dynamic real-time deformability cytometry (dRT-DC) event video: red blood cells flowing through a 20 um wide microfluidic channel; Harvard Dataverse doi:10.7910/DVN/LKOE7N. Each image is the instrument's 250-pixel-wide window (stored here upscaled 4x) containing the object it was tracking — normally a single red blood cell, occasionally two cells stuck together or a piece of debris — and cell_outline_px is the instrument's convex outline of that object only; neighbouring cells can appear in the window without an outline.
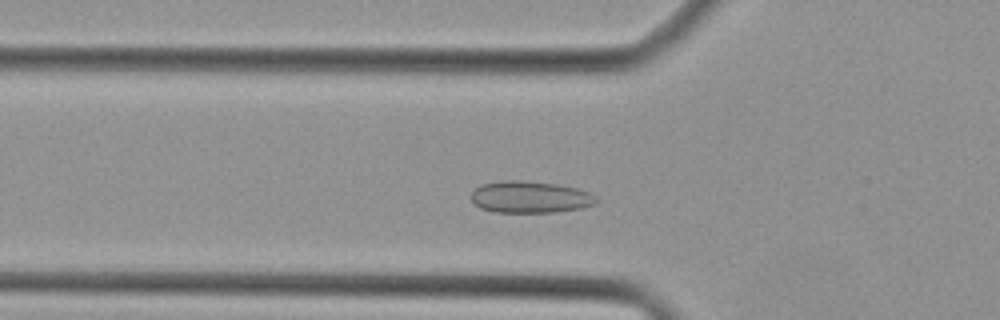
{"species": "Egyptian fruit bat (a non-hibernating species)", "species_latin": "Rousettus aegyptiacus", "temperature_condition": "cold", "stored_images_in_passage": 27, "camera_frame_rate_fps": 3000, "um_per_image_px": 0.085, "animal": {"sex": "female"}, "frame": {"image": 1, "passage_image": 10, "time_ms": 3.0, "image_size_px": [1000, 320], "cell_outline_px": [[600, 200], [596, 204], [580, 208], [556, 212], [492, 212], [480, 208], [472, 200], [472, 192], [480, 184], [504, 180], [520, 180], [556, 184], [576, 188], [592, 192]], "centroid_in_image_um": [45.09, 16.75], "position_along_channel_um": 80.7, "area_um2": 23.35}}
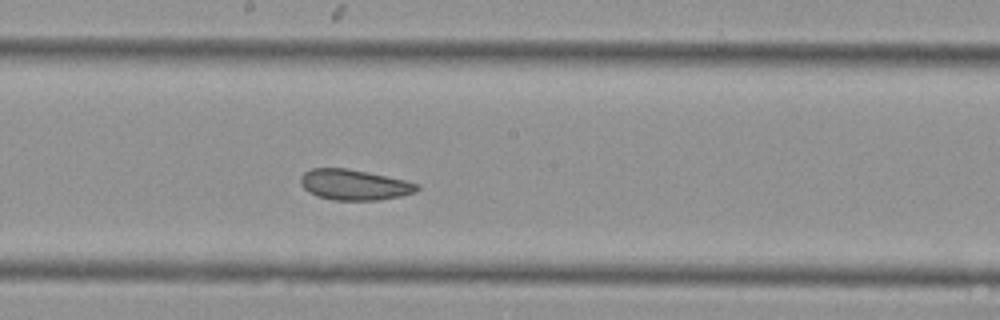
{"frame": {"image": 2, "passage_image": 19, "time_ms": 6.0, "image_size_px": [1000, 320], "cell_outline_px": [[420, 188], [416, 192], [400, 196], [380, 200], [332, 200], [316, 196], [308, 192], [300, 184], [300, 176], [304, 172], [312, 168], [348, 168], [368, 172], [404, 180], [420, 184]], "centroid_in_image_um": [30.09, 15.7], "position_along_channel_um": 218.1, "area_um2": 20.92}}
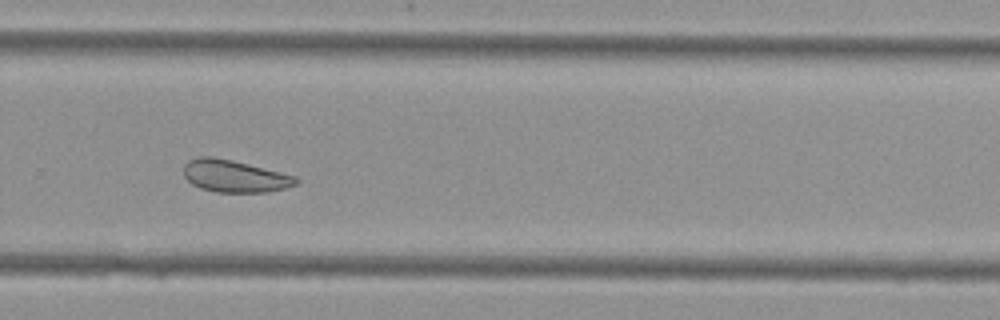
{"frame": {"image": 3, "passage_image": 25, "time_ms": 8.0, "image_size_px": [1000, 320], "cell_outline_px": [[300, 180], [296, 184], [284, 188], [264, 192], [216, 192], [200, 188], [192, 184], [184, 176], [184, 164], [188, 160], [200, 156], [212, 156], [232, 160], [296, 176]], "centroid_in_image_um": [19.91, 14.96], "position_along_channel_um": 309.9, "area_um2": 20.98}}